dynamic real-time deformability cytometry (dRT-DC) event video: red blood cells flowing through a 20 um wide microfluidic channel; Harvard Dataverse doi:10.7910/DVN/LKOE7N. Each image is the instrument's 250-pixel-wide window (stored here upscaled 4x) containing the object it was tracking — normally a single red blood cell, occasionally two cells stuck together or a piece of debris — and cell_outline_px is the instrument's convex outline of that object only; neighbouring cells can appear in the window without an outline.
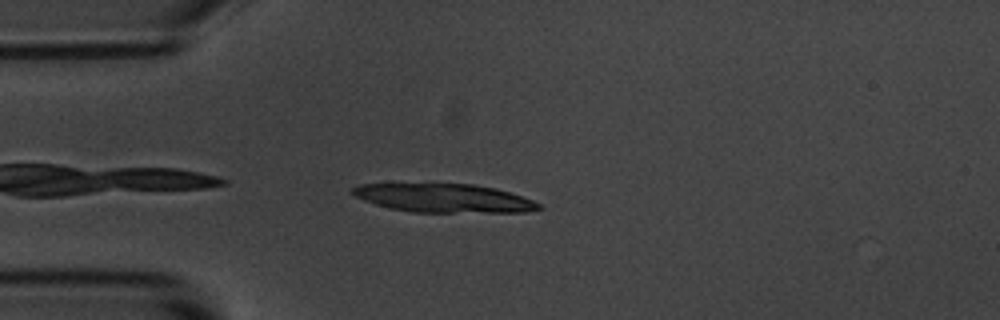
{"species": "common noctule bat (a hibernating species)", "species_latin": "Nyctalus noctula", "temperature_condition": "room temperature", "stored_images_in_passage": 13, "camera_frame_rate_fps": 3000, "um_per_image_px": 0.085, "animal": {"sex": "male", "body_mass_g": 20.1, "forearm_length_mm": 53.5}, "frame": {"image": 1, "passage_image": 2, "time_ms": 0.333, "image_size_px": [1000, 320], "cell_outline_px": [[544, 208], [528, 212], [412, 212], [392, 208], [376, 204], [364, 200], [348, 192], [352, 188], [360, 184], [472, 184], [496, 188], [532, 200], [540, 204]], "centroid_in_image_um": [37.75, 16.84], "position_along_channel_um": 47.3, "area_um2": 30.81}}